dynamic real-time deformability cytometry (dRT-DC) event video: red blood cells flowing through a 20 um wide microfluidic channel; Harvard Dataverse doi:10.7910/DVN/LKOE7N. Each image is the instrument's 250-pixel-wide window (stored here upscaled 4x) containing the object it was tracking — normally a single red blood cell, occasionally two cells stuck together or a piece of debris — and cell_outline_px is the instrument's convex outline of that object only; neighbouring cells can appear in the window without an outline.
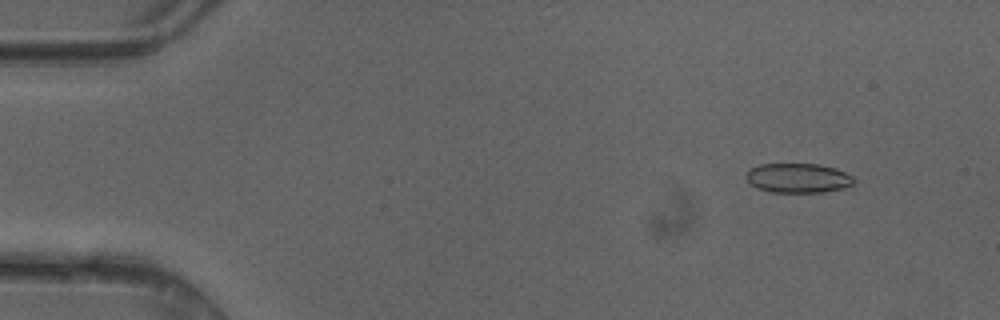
{"species": "common noctule bat (a hibernating species)", "species_latin": "Nyctalus noctula", "temperature_condition": "cold", "stored_images_in_passage": 49, "camera_frame_rate_fps": 3000, "um_per_image_px": 0.085, "animal": {"sex": "female"}, "frame": {"image": 1, "passage_image": 5, "time_ms": 1.333, "image_size_px": [1000, 320], "cell_outline_px": [[856, 180], [852, 184], [844, 188], [824, 192], [768, 192], [752, 184], [744, 176], [748, 168], [760, 164], [816, 164], [836, 168], [852, 176]], "centroid_in_image_um": [67.82, 15.13], "position_along_channel_um": 17.2, "area_um2": 18.55}}
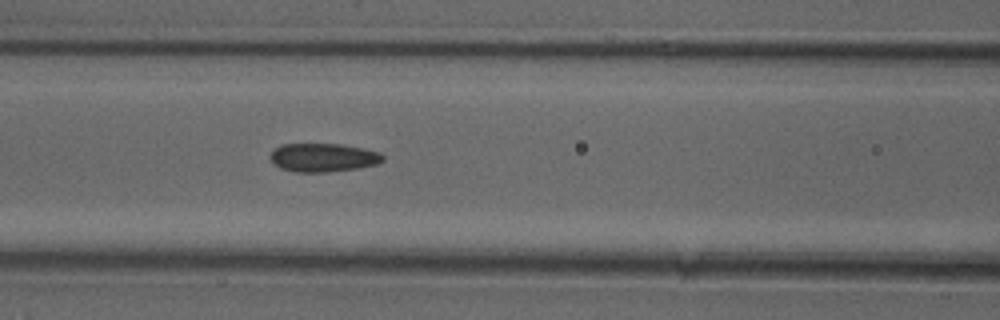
{"frame": {"image": 2, "passage_image": 21, "time_ms": 6.667, "image_size_px": [1000, 320], "cell_outline_px": [[384, 160], [376, 164], [356, 168], [328, 172], [296, 172], [280, 168], [268, 156], [280, 144], [340, 144], [364, 148], [380, 152], [384, 156]], "centroid_in_image_um": [27.48, 13.38], "position_along_channel_um": 139.1, "area_um2": 18.67}}
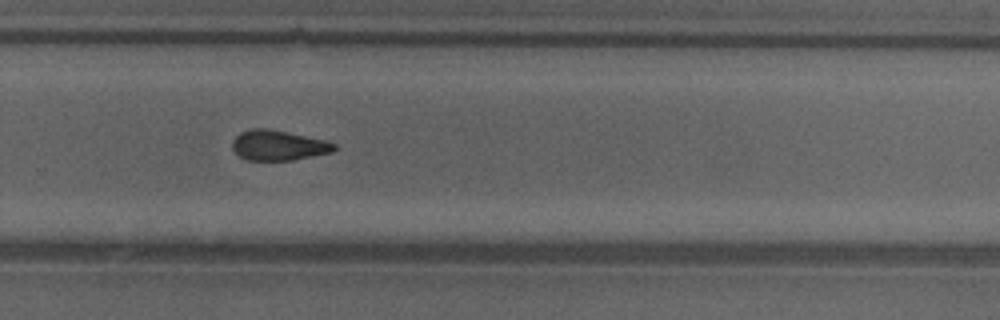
{"frame": {"image": 3, "passage_image": 33, "time_ms": 10.667, "image_size_px": [1000, 320], "cell_outline_px": [[336, 148], [332, 152], [292, 160], [244, 160], [232, 148], [232, 140], [240, 132], [252, 128], [268, 128], [328, 140], [336, 144]], "centroid_in_image_um": [23.66, 12.34], "position_along_channel_um": 306.1, "area_um2": 18.03}, "authors_computed_cell_mechanics": {"area_um2": 18.6116, "velocity_mm_per_s": 4.1943, "shape_relaxation_time_tau1_ms": null, "shape_relaxation_time_tau2_ms": 2.9767, "deformation_change_tau1": null, "deformation_change_tau2": 0.0849}}